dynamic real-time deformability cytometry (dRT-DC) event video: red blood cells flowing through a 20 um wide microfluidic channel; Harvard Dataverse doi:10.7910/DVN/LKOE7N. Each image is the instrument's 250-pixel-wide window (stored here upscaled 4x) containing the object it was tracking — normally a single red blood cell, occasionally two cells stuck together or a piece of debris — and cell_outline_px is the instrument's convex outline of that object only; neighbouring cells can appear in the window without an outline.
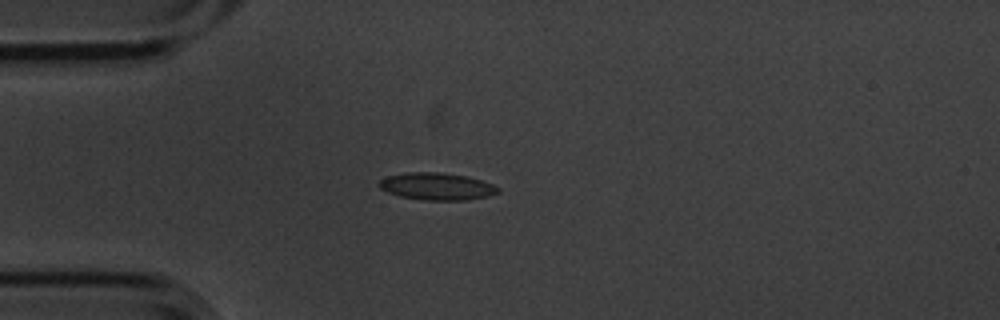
{"species": "common noctule bat (a hibernating species)", "species_latin": "Nyctalus noctula", "temperature_condition": "cold", "stored_images_in_passage": 7, "camera_frame_rate_fps": 3000, "um_per_image_px": 0.085, "animal": {"sex": "male", "body_mass_g": 20.1, "forearm_length_mm": 53.5}, "frame": {"image": 1, "passage_image": 2, "time_ms": 0.333, "image_size_px": [1000, 320], "cell_outline_px": [[500, 192], [488, 196], [464, 200], [428, 200], [400, 196], [388, 192], [380, 188], [376, 184], [380, 180], [388, 176], [408, 172], [436, 172], [468, 176], [492, 184], [500, 188]], "centroid_in_image_um": [37.13, 15.84], "position_along_channel_um": 47.9, "area_um2": 18.73}}
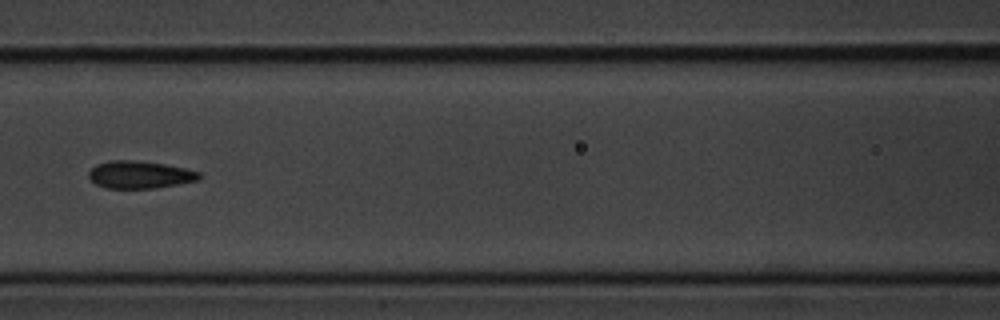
{"frame": {"image": 2, "passage_image": 5, "time_ms": 1.333, "image_size_px": [1000, 320], "cell_outline_px": [[200, 180], [152, 188], [104, 188], [96, 184], [88, 176], [88, 172], [96, 164], [112, 160], [136, 160], [164, 164], [184, 168], [200, 172]], "centroid_in_image_um": [11.86, 14.84], "position_along_channel_um": 154.7, "area_um2": 17.57}}
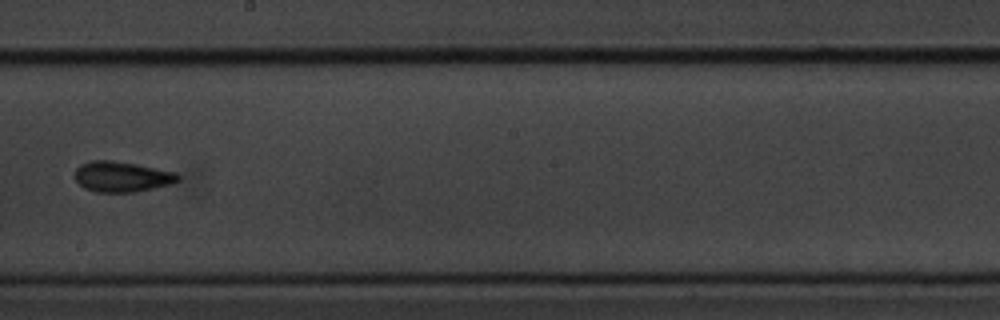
{"frame": {"image": 3, "passage_image": 7, "time_ms": 2.0, "image_size_px": [1000, 320], "cell_outline_px": [[180, 180], [172, 184], [136, 192], [96, 192], [84, 188], [76, 180], [76, 168], [80, 164], [92, 160], [112, 160], [136, 164], [176, 172], [180, 176]], "centroid_in_image_um": [10.38, 15.02], "position_along_channel_um": 237.8, "area_um2": 18.38}}